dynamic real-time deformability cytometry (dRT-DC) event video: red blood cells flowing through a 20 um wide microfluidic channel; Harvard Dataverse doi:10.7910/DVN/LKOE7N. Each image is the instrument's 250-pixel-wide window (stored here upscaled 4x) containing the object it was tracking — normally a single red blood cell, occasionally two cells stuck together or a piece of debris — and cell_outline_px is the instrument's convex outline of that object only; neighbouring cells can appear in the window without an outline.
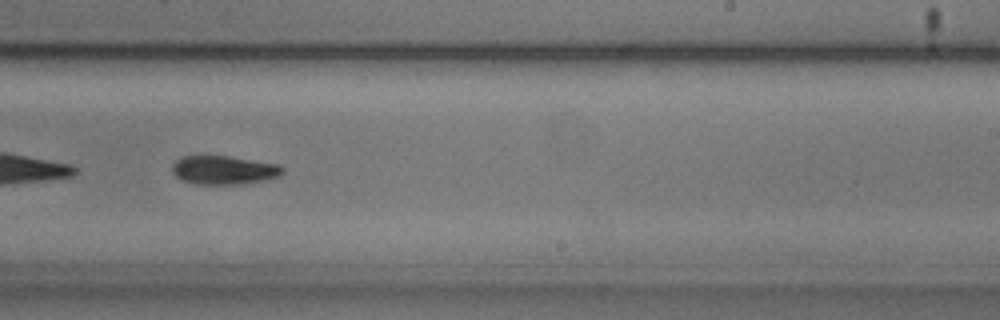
{"species": "common noctule bat (a hibernating species)", "species_latin": "Nyctalus noctula", "temperature_condition": "cold", "stored_images_in_passage": 54, "camera_frame_rate_fps": 3000, "um_per_image_px": 0.085, "animal": {"sex": "male", "body_mass_g": 20.5, "forearm_length_mm": 52.5}, "frame": {"image": 1, "passage_image": 33, "time_ms": 10.667, "image_size_px": [1000, 320], "cell_outline_px": [[284, 172], [280, 176], [268, 180], [244, 184], [196, 184], [180, 180], [172, 172], [172, 164], [180, 156], [196, 152], [228, 156], [280, 164], [284, 168]], "centroid_in_image_um": [18.98, 14.41], "position_along_channel_um": 270.0, "area_um2": 19.48}}
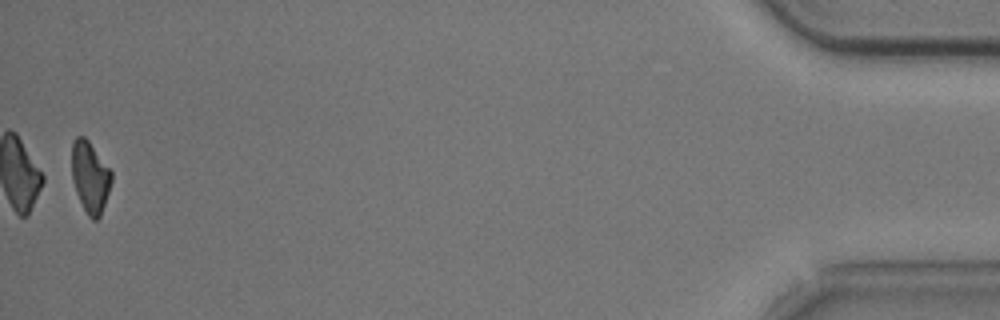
{"frame": {"image": 2, "passage_image": 53, "time_ms": 17.333, "image_size_px": [1000, 320], "cell_outline_px": [[112, 180], [100, 216], [96, 220], [92, 220], [88, 216], [76, 192], [72, 180], [72, 140], [76, 136], [84, 136], [88, 140], [112, 172]], "centroid_in_image_um": [7.64, 15.02], "position_along_channel_um": 427.6, "area_um2": 16.3}, "authors_computed_cell_mechanics": {"area_um2": 19.7387, "velocity_mm_per_s": 3.7229, "shape_relaxation_time_tau1_ms": 3.284, "shape_relaxation_time_tau2_ms": null, "deformation_change_tau1": 0.1195, "deformation_change_tau2": null}}